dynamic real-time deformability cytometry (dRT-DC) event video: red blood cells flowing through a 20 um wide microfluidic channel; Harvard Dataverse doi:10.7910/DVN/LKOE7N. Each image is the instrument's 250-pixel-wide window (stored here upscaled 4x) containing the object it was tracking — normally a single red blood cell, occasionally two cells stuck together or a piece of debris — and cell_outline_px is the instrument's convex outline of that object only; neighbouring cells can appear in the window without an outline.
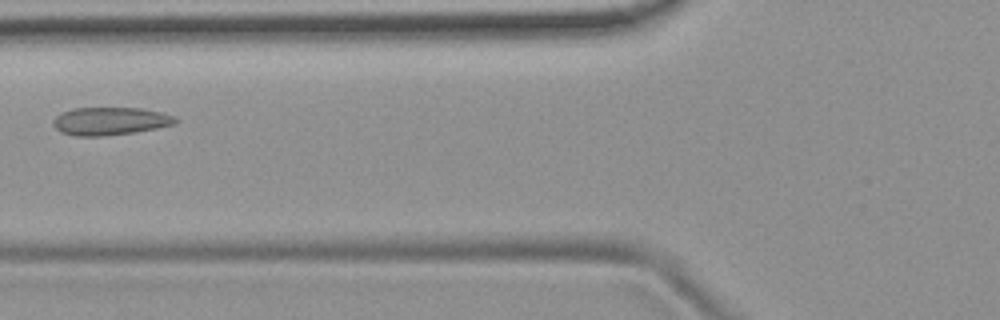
{"species": "common noctule bat (a hibernating species)", "species_latin": "Nyctalus noctula", "temperature_condition": "room temperature", "stored_images_in_passage": 3, "camera_frame_rate_fps": 3000, "um_per_image_px": 0.085, "animal": {"sex": "female", "body_mass_g": 19.9}, "frame": {"image": 1, "passage_image": 3, "time_ms": 2.333, "image_size_px": [1000, 320], "cell_outline_px": [[180, 120], [176, 124], [136, 132], [104, 136], [76, 136], [60, 132], [52, 124], [52, 120], [56, 116], [72, 108], [140, 108], [160, 112], [176, 116]], "centroid_in_image_um": [9.38, 10.3], "position_along_channel_um": 116.4, "area_um2": 20.0}}